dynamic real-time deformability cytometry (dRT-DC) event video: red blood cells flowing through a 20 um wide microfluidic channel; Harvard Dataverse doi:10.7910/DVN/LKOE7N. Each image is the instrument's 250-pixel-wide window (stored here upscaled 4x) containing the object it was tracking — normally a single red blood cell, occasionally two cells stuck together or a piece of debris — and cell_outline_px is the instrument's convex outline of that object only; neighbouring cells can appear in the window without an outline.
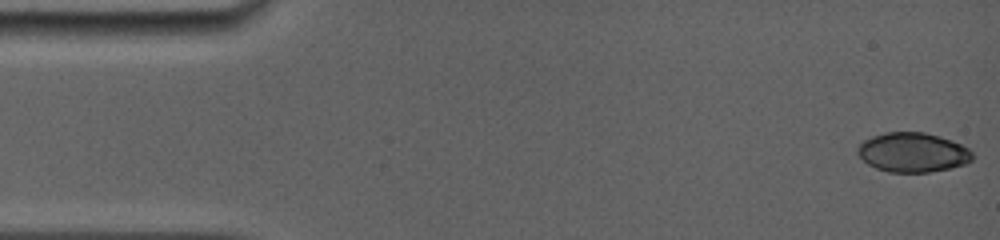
{"species": "common noctule bat (a hibernating species)", "species_latin": "Nyctalus noctula", "temperature_condition": "room temperature", "stored_images_in_passage": 23, "camera_frame_rate_fps": 5000, "um_per_image_px": 0.085, "animal": {"sex": "female", "body_mass_g": 19.0, "forearm_length_mm": 56.7}, "frame": {"image": 1, "passage_image": 1, "time_ms": 0.0, "image_size_px": [1000, 240], "cell_outline_px": [[972, 160], [964, 164], [948, 168], [928, 172], [888, 172], [876, 168], [868, 164], [856, 152], [856, 148], [864, 140], [872, 136], [888, 132], [924, 132], [952, 140], [968, 148], [972, 152]], "centroid_in_image_um": [77.56, 12.95], "position_along_channel_um": 7.4, "area_um2": 26.24}}
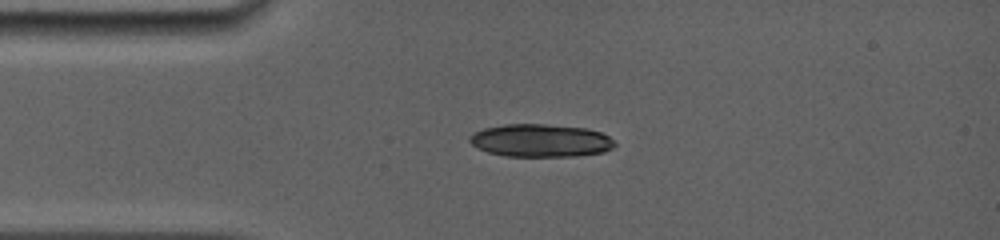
{"frame": {"image": 2, "passage_image": 21, "time_ms": 3.4, "image_size_px": [1000, 240], "cell_outline_px": [[616, 144], [612, 148], [604, 152], [576, 156], [504, 156], [488, 152], [476, 148], [468, 140], [468, 136], [484, 128], [504, 124], [544, 124], [588, 128], [600, 132], [608, 136]], "centroid_in_image_um": [45.93, 11.94], "position_along_channel_um": 39.1, "area_um2": 27.86}}